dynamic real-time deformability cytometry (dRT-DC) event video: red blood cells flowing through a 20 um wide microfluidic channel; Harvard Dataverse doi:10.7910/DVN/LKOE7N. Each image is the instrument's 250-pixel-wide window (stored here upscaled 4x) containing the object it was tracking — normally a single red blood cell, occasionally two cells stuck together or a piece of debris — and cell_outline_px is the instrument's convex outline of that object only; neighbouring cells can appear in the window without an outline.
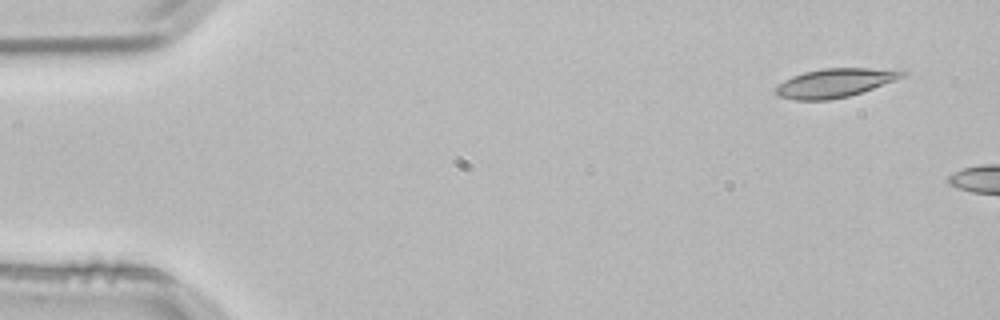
{"species": "common noctule bat (a hibernating species)", "species_latin": "Nyctalus noctula", "temperature_condition": "room temperature", "stored_images_in_passage": 5, "segment_of_instrument_passage": [2, 2], "camera_frame_rate_fps": 3000, "um_per_image_px": 0.085, "animal": {"sex": "male", "body_mass_g": 21.5, "forearm_length_mm": 52.0}, "frame": {"image": 1, "passage_image": 5, "time_ms": 1.333, "image_size_px": [1000, 320], "cell_outline_px": [[908, 76], [848, 96], [828, 100], [796, 100], [780, 96], [772, 92], [784, 80], [792, 76], [804, 72], [824, 68], [900, 68], [908, 72]], "centroid_in_image_um": [71.05, 7.02], "position_along_channel_um": 13.9, "area_um2": 21.44}}